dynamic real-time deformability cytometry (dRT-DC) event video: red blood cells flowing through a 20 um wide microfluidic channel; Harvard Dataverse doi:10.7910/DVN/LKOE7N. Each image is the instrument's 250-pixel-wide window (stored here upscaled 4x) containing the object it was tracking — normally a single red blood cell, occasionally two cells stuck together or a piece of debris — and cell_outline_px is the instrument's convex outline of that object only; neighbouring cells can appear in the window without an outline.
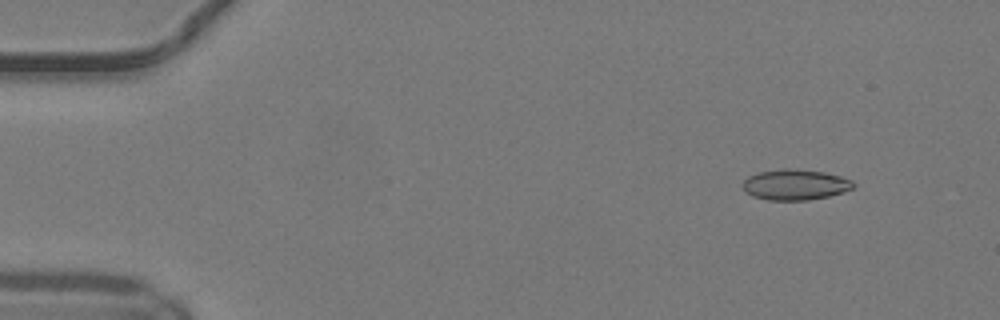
{"species": "common noctule bat (a hibernating species)", "species_latin": "Nyctalus noctula", "temperature_condition": "warm", "stored_images_in_passage": 50, "camera_frame_rate_fps": 3000, "um_per_image_px": 0.085, "animal": {"sex": "male", "body_mass_g": 19.2, "forearm_length_mm": 51.8}, "frame": {"image": 1, "passage_image": 5, "time_ms": 1.333, "image_size_px": [1000, 320], "cell_outline_px": [[856, 184], [852, 188], [844, 192], [828, 196], [808, 200], [768, 200], [752, 196], [744, 188], [744, 180], [748, 176], [760, 172], [784, 168], [788, 168], [824, 172], [840, 176], [852, 180]], "centroid_in_image_um": [67.62, 15.7], "position_along_channel_um": 17.4, "area_um2": 19.59}}
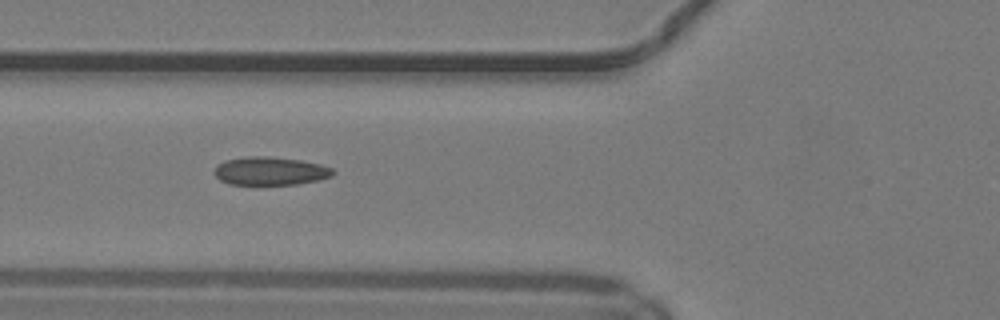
{"frame": {"image": 2, "passage_image": 19, "time_ms": 6.0, "image_size_px": [1000, 320], "cell_outline_px": [[336, 172], [332, 176], [320, 180], [296, 184], [256, 188], [228, 184], [220, 180], [212, 172], [216, 164], [224, 160], [248, 156], [268, 156], [300, 160], [320, 164], [332, 168]], "centroid_in_image_um": [22.91, 14.59], "position_along_channel_um": 102.9, "area_um2": 20.69}}
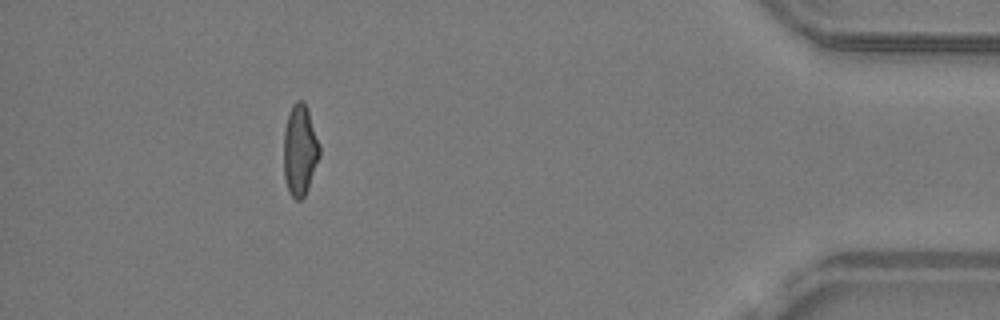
{"frame": {"image": 3, "passage_image": 45, "time_ms": 14.667, "image_size_px": [1000, 320], "cell_outline_px": [[320, 156], [308, 188], [304, 196], [300, 200], [296, 200], [288, 192], [284, 176], [284, 132], [288, 112], [292, 104], [296, 100], [304, 100], [308, 108], [320, 144]], "centroid_in_image_um": [25.49, 12.73], "position_along_channel_um": 409.7, "area_um2": 19.31}, "authors_computed_cell_mechanics": {"area_um2": 19.2185, "velocity_mm_per_s": 4.1728, "shape_relaxation_time_tau1_ms": null, "shape_relaxation_time_tau2_ms": 1.7927, "deformation_change_tau1": null, "deformation_change_tau2": 0.0938}}